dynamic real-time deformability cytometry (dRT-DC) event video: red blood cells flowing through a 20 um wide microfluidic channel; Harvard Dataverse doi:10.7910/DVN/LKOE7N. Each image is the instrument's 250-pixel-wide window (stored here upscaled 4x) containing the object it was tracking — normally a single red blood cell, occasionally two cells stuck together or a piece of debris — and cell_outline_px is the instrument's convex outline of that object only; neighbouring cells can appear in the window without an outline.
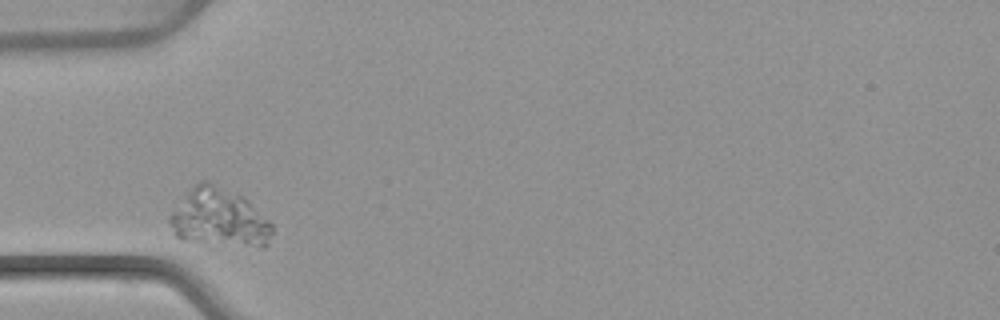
{"species": "common noctule bat (a hibernating species)", "species_latin": "Nyctalus noctula", "temperature_condition": "warm", "stored_images_in_passage": 2, "camera_frame_rate_fps": 3000, "um_per_image_px": 0.085, "animal": {"sex": "female", "body_mass_g": 22.7, "forearm_length_mm": 54.2}, "frame": {"image": 1, "passage_image": 1, "time_ms": 0.0, "image_size_px": [1000, 320], "cell_outline_px": [[272, 232], [268, 244], [256, 244], [184, 240], [176, 236], [168, 220], [172, 212], [192, 184], [200, 180], [208, 180], [244, 196], [272, 224]], "centroid_in_image_um": [18.59, 18.42], "position_along_channel_um": 66.4, "area_um2": 33.7}}
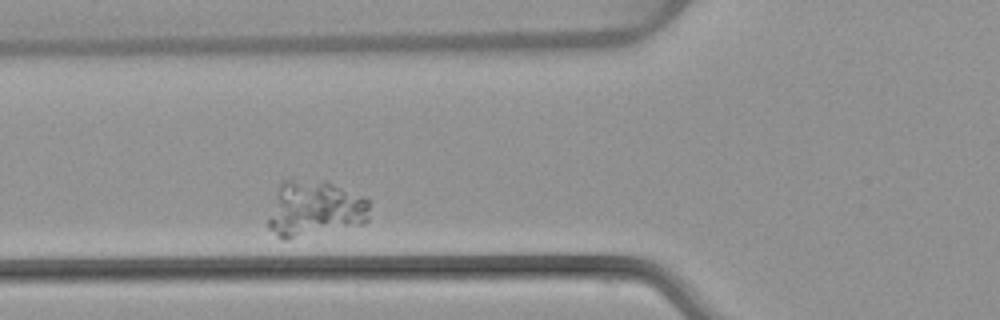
{"frame": {"image": 2, "passage_image": 2, "time_ms": 1.0, "image_size_px": [1000, 320], "cell_outline_px": [[368, 220], [364, 224], [288, 240], [280, 240], [268, 228], [268, 220], [280, 184], [284, 180], [328, 180], [364, 196], [368, 200]], "centroid_in_image_um": [26.78, 17.75], "position_along_channel_um": 99.0, "area_um2": 33.35}}